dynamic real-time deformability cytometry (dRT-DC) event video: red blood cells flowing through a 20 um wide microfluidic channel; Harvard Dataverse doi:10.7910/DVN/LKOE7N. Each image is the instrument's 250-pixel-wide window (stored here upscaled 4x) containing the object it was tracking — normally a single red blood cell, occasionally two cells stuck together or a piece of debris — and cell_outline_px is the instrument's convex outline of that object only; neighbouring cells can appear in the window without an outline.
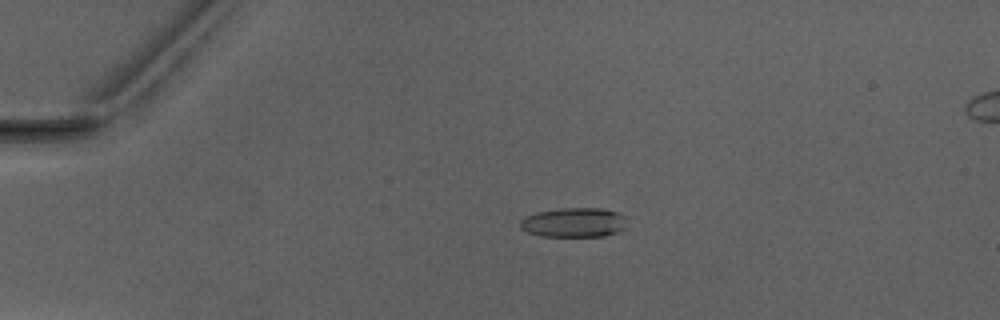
{"species": "Egyptian fruit bat (a non-hibernating species)", "species_latin": "Rousettus aegyptiacus", "temperature_condition": "warm", "stored_images_in_passage": 5, "camera_frame_rate_fps": 3000, "um_per_image_px": 0.085, "animal": {"sex": "male"}, "frame": {"image": 1, "passage_image": 3, "time_ms": 3.0, "image_size_px": [1000, 320], "cell_outline_px": [[628, 216], [624, 228], [616, 232], [604, 236], [540, 236], [528, 232], [520, 228], [520, 220], [524, 216], [536, 212], [560, 208], [600, 208], [616, 212]], "centroid_in_image_um": [48.77, 18.9], "position_along_channel_um": 36.2, "area_um2": 18.5}}